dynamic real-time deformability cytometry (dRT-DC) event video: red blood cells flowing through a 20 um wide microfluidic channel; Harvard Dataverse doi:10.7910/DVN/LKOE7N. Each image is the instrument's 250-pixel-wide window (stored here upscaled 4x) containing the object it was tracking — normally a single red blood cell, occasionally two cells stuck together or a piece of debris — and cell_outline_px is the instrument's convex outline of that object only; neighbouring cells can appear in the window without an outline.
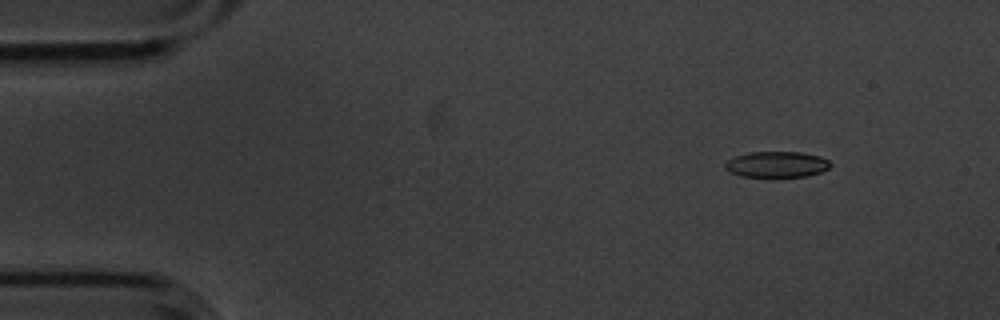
{"species": "common noctule bat (a hibernating species)", "species_latin": "Nyctalus noctula", "temperature_condition": "cold", "stored_images_in_passage": 51, "camera_frame_rate_fps": 3000, "um_per_image_px": 0.085, "animal": {"sex": "male", "body_mass_g": 20.1, "forearm_length_mm": 53.5}, "frame": {"image": 1, "passage_image": 1, "time_ms": 0.0, "image_size_px": [1000, 320], "cell_outline_px": [[832, 164], [828, 168], [820, 172], [808, 176], [772, 180], [740, 176], [728, 172], [724, 168], [724, 164], [728, 160], [736, 156], [748, 152], [800, 152], [820, 156], [828, 160]], "centroid_in_image_um": [65.98, 14.03], "position_along_channel_um": 19.0, "area_um2": 16.82}}
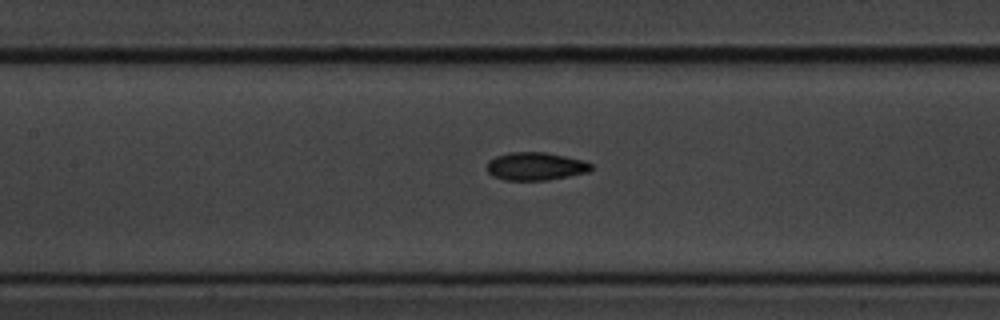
{"frame": {"image": 2, "passage_image": 20, "time_ms": 6.333, "image_size_px": [1000, 320], "cell_outline_px": [[592, 168], [588, 172], [548, 180], [504, 180], [492, 176], [484, 168], [488, 160], [496, 156], [508, 152], [544, 152], [584, 160], [592, 164]], "centroid_in_image_um": [45.47, 14.13], "position_along_channel_um": 161.9, "area_um2": 17.17}}
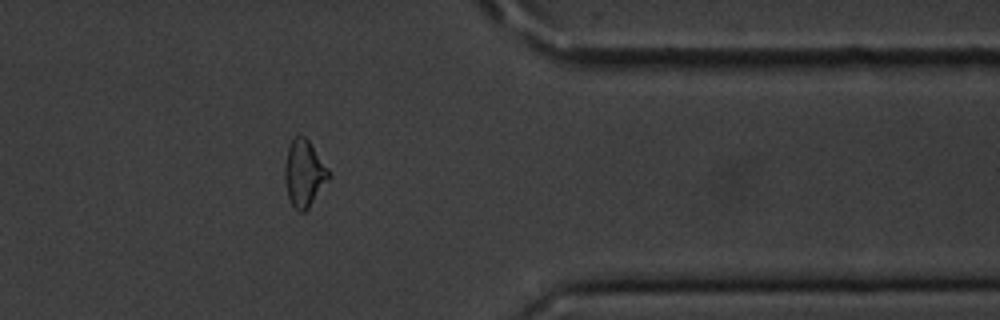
{"frame": {"image": 3, "passage_image": 40, "time_ms": 13.0, "image_size_px": [1000, 320], "cell_outline_px": [[332, 176], [308, 208], [304, 212], [296, 212], [288, 200], [284, 180], [284, 164], [288, 148], [292, 140], [296, 136], [304, 136], [308, 140], [328, 168]], "centroid_in_image_um": [25.84, 14.79], "position_along_channel_um": 385.6, "area_um2": 17.28}, "authors_computed_cell_mechanics": {"area_um2": 17.1088, "velocity_mm_per_s": 3.5763, "shape_relaxation_time_tau1_ms": 2.4024, "shape_relaxation_time_tau2_ms": 3.7689, "deformation_change_tau1": 0.0995, "deformation_change_tau2": 0.0992}}